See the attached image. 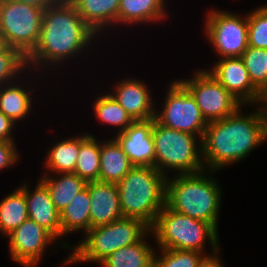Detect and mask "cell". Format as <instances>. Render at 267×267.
I'll use <instances>...</instances> for the list:
<instances>
[{"instance_id":"obj_20","label":"cell","mask_w":267,"mask_h":267,"mask_svg":"<svg viewBox=\"0 0 267 267\" xmlns=\"http://www.w3.org/2000/svg\"><path fill=\"white\" fill-rule=\"evenodd\" d=\"M166 0H121L118 10V25L159 23L167 19ZM168 14V15H167Z\"/></svg>"},{"instance_id":"obj_30","label":"cell","mask_w":267,"mask_h":267,"mask_svg":"<svg viewBox=\"0 0 267 267\" xmlns=\"http://www.w3.org/2000/svg\"><path fill=\"white\" fill-rule=\"evenodd\" d=\"M248 71L253 86L267 95V53L265 49L248 46L240 57Z\"/></svg>"},{"instance_id":"obj_8","label":"cell","mask_w":267,"mask_h":267,"mask_svg":"<svg viewBox=\"0 0 267 267\" xmlns=\"http://www.w3.org/2000/svg\"><path fill=\"white\" fill-rule=\"evenodd\" d=\"M44 10L15 0H0V33L5 45L26 57L39 40Z\"/></svg>"},{"instance_id":"obj_35","label":"cell","mask_w":267,"mask_h":267,"mask_svg":"<svg viewBox=\"0 0 267 267\" xmlns=\"http://www.w3.org/2000/svg\"><path fill=\"white\" fill-rule=\"evenodd\" d=\"M219 255L220 252L214 255L205 256L197 267H224L223 262L221 260L222 257Z\"/></svg>"},{"instance_id":"obj_3","label":"cell","mask_w":267,"mask_h":267,"mask_svg":"<svg viewBox=\"0 0 267 267\" xmlns=\"http://www.w3.org/2000/svg\"><path fill=\"white\" fill-rule=\"evenodd\" d=\"M214 173L216 171L203 170L166 177L165 205L178 213L210 223L218 230L223 191L216 177H212Z\"/></svg>"},{"instance_id":"obj_22","label":"cell","mask_w":267,"mask_h":267,"mask_svg":"<svg viewBox=\"0 0 267 267\" xmlns=\"http://www.w3.org/2000/svg\"><path fill=\"white\" fill-rule=\"evenodd\" d=\"M100 161L101 182L117 184L134 167L113 137L100 141Z\"/></svg>"},{"instance_id":"obj_7","label":"cell","mask_w":267,"mask_h":267,"mask_svg":"<svg viewBox=\"0 0 267 267\" xmlns=\"http://www.w3.org/2000/svg\"><path fill=\"white\" fill-rule=\"evenodd\" d=\"M155 168L165 177L194 174L205 170L201 139L193 134L167 128L153 118ZM170 172V173H169Z\"/></svg>"},{"instance_id":"obj_6","label":"cell","mask_w":267,"mask_h":267,"mask_svg":"<svg viewBox=\"0 0 267 267\" xmlns=\"http://www.w3.org/2000/svg\"><path fill=\"white\" fill-rule=\"evenodd\" d=\"M150 226L137 218L123 217L108 225L91 228L74 245L63 266L86 262L100 264L118 249L141 241Z\"/></svg>"},{"instance_id":"obj_21","label":"cell","mask_w":267,"mask_h":267,"mask_svg":"<svg viewBox=\"0 0 267 267\" xmlns=\"http://www.w3.org/2000/svg\"><path fill=\"white\" fill-rule=\"evenodd\" d=\"M148 236H153L151 231L141 241L111 253L100 267H155L157 249L148 244Z\"/></svg>"},{"instance_id":"obj_5","label":"cell","mask_w":267,"mask_h":267,"mask_svg":"<svg viewBox=\"0 0 267 267\" xmlns=\"http://www.w3.org/2000/svg\"><path fill=\"white\" fill-rule=\"evenodd\" d=\"M165 182L166 177L155 167L134 166L117 183L123 216L151 227L165 206Z\"/></svg>"},{"instance_id":"obj_34","label":"cell","mask_w":267,"mask_h":267,"mask_svg":"<svg viewBox=\"0 0 267 267\" xmlns=\"http://www.w3.org/2000/svg\"><path fill=\"white\" fill-rule=\"evenodd\" d=\"M14 129L16 124L0 111V141H16L13 136Z\"/></svg>"},{"instance_id":"obj_29","label":"cell","mask_w":267,"mask_h":267,"mask_svg":"<svg viewBox=\"0 0 267 267\" xmlns=\"http://www.w3.org/2000/svg\"><path fill=\"white\" fill-rule=\"evenodd\" d=\"M28 70L27 57L20 50L8 45L0 49V86L30 77Z\"/></svg>"},{"instance_id":"obj_11","label":"cell","mask_w":267,"mask_h":267,"mask_svg":"<svg viewBox=\"0 0 267 267\" xmlns=\"http://www.w3.org/2000/svg\"><path fill=\"white\" fill-rule=\"evenodd\" d=\"M193 96L207 122L221 120L243 106L206 69H197L194 76L177 79Z\"/></svg>"},{"instance_id":"obj_17","label":"cell","mask_w":267,"mask_h":267,"mask_svg":"<svg viewBox=\"0 0 267 267\" xmlns=\"http://www.w3.org/2000/svg\"><path fill=\"white\" fill-rule=\"evenodd\" d=\"M86 187L91 200L90 229L124 217L116 183L91 181L87 182Z\"/></svg>"},{"instance_id":"obj_13","label":"cell","mask_w":267,"mask_h":267,"mask_svg":"<svg viewBox=\"0 0 267 267\" xmlns=\"http://www.w3.org/2000/svg\"><path fill=\"white\" fill-rule=\"evenodd\" d=\"M206 70L245 107H254L263 97L253 86L240 57L218 59Z\"/></svg>"},{"instance_id":"obj_18","label":"cell","mask_w":267,"mask_h":267,"mask_svg":"<svg viewBox=\"0 0 267 267\" xmlns=\"http://www.w3.org/2000/svg\"><path fill=\"white\" fill-rule=\"evenodd\" d=\"M69 1L74 5L79 16L93 29L98 36L103 35V33L107 31L109 32L110 27H112V30L113 27L118 25V10L121 0Z\"/></svg>"},{"instance_id":"obj_27","label":"cell","mask_w":267,"mask_h":267,"mask_svg":"<svg viewBox=\"0 0 267 267\" xmlns=\"http://www.w3.org/2000/svg\"><path fill=\"white\" fill-rule=\"evenodd\" d=\"M28 219L25 193L16 188L0 201V235L4 238Z\"/></svg>"},{"instance_id":"obj_15","label":"cell","mask_w":267,"mask_h":267,"mask_svg":"<svg viewBox=\"0 0 267 267\" xmlns=\"http://www.w3.org/2000/svg\"><path fill=\"white\" fill-rule=\"evenodd\" d=\"M110 93L127 111L134 121H144L155 118V101L149 91V85L137 78H122L115 83ZM154 103V104H153Z\"/></svg>"},{"instance_id":"obj_25","label":"cell","mask_w":267,"mask_h":267,"mask_svg":"<svg viewBox=\"0 0 267 267\" xmlns=\"http://www.w3.org/2000/svg\"><path fill=\"white\" fill-rule=\"evenodd\" d=\"M79 153V135L53 143L44 160L43 174L74 173Z\"/></svg>"},{"instance_id":"obj_14","label":"cell","mask_w":267,"mask_h":267,"mask_svg":"<svg viewBox=\"0 0 267 267\" xmlns=\"http://www.w3.org/2000/svg\"><path fill=\"white\" fill-rule=\"evenodd\" d=\"M153 118L134 121L125 131L114 133L133 166L155 167V144L152 135Z\"/></svg>"},{"instance_id":"obj_2","label":"cell","mask_w":267,"mask_h":267,"mask_svg":"<svg viewBox=\"0 0 267 267\" xmlns=\"http://www.w3.org/2000/svg\"><path fill=\"white\" fill-rule=\"evenodd\" d=\"M242 108L226 118L208 122L201 140L205 170L219 172L227 165L241 162L265 142L258 106L248 114Z\"/></svg>"},{"instance_id":"obj_24","label":"cell","mask_w":267,"mask_h":267,"mask_svg":"<svg viewBox=\"0 0 267 267\" xmlns=\"http://www.w3.org/2000/svg\"><path fill=\"white\" fill-rule=\"evenodd\" d=\"M90 195L87 187L79 192L70 204L60 213L62 237L71 233L85 235L90 230Z\"/></svg>"},{"instance_id":"obj_28","label":"cell","mask_w":267,"mask_h":267,"mask_svg":"<svg viewBox=\"0 0 267 267\" xmlns=\"http://www.w3.org/2000/svg\"><path fill=\"white\" fill-rule=\"evenodd\" d=\"M92 103L95 118L99 123L110 125L120 133L125 131L134 120L127 111L108 92L99 94Z\"/></svg>"},{"instance_id":"obj_16","label":"cell","mask_w":267,"mask_h":267,"mask_svg":"<svg viewBox=\"0 0 267 267\" xmlns=\"http://www.w3.org/2000/svg\"><path fill=\"white\" fill-rule=\"evenodd\" d=\"M19 186L26 196L28 218L34 220L59 241L62 238L60 213L51 200L47 186L40 179L35 184L34 190H30L26 183Z\"/></svg>"},{"instance_id":"obj_38","label":"cell","mask_w":267,"mask_h":267,"mask_svg":"<svg viewBox=\"0 0 267 267\" xmlns=\"http://www.w3.org/2000/svg\"><path fill=\"white\" fill-rule=\"evenodd\" d=\"M5 46V43L3 41L2 35L0 33V49Z\"/></svg>"},{"instance_id":"obj_33","label":"cell","mask_w":267,"mask_h":267,"mask_svg":"<svg viewBox=\"0 0 267 267\" xmlns=\"http://www.w3.org/2000/svg\"><path fill=\"white\" fill-rule=\"evenodd\" d=\"M15 141H0V171L13 167L20 159Z\"/></svg>"},{"instance_id":"obj_23","label":"cell","mask_w":267,"mask_h":267,"mask_svg":"<svg viewBox=\"0 0 267 267\" xmlns=\"http://www.w3.org/2000/svg\"><path fill=\"white\" fill-rule=\"evenodd\" d=\"M40 180L47 186L51 200L59 213L70 204L87 184L83 178L75 173L43 174Z\"/></svg>"},{"instance_id":"obj_1","label":"cell","mask_w":267,"mask_h":267,"mask_svg":"<svg viewBox=\"0 0 267 267\" xmlns=\"http://www.w3.org/2000/svg\"><path fill=\"white\" fill-rule=\"evenodd\" d=\"M99 37L69 0H59L44 10L39 40L27 56L29 75L35 69V74L43 73L48 67V71L51 67L59 70L70 59H78L88 52Z\"/></svg>"},{"instance_id":"obj_26","label":"cell","mask_w":267,"mask_h":267,"mask_svg":"<svg viewBox=\"0 0 267 267\" xmlns=\"http://www.w3.org/2000/svg\"><path fill=\"white\" fill-rule=\"evenodd\" d=\"M100 162V141L87 131L80 134L74 173L86 182L100 181Z\"/></svg>"},{"instance_id":"obj_31","label":"cell","mask_w":267,"mask_h":267,"mask_svg":"<svg viewBox=\"0 0 267 267\" xmlns=\"http://www.w3.org/2000/svg\"><path fill=\"white\" fill-rule=\"evenodd\" d=\"M155 267H197L205 255L199 251L158 248ZM161 253V254H159Z\"/></svg>"},{"instance_id":"obj_12","label":"cell","mask_w":267,"mask_h":267,"mask_svg":"<svg viewBox=\"0 0 267 267\" xmlns=\"http://www.w3.org/2000/svg\"><path fill=\"white\" fill-rule=\"evenodd\" d=\"M12 262L23 267L40 264L48 246L58 242L47 230L28 218L6 236Z\"/></svg>"},{"instance_id":"obj_19","label":"cell","mask_w":267,"mask_h":267,"mask_svg":"<svg viewBox=\"0 0 267 267\" xmlns=\"http://www.w3.org/2000/svg\"><path fill=\"white\" fill-rule=\"evenodd\" d=\"M22 77L15 82L0 86V111L9 117L16 125L18 122L25 121L33 110V99L36 87L32 84L27 89L22 83ZM22 83V84H21ZM29 89V90H28ZM32 89V90H31Z\"/></svg>"},{"instance_id":"obj_37","label":"cell","mask_w":267,"mask_h":267,"mask_svg":"<svg viewBox=\"0 0 267 267\" xmlns=\"http://www.w3.org/2000/svg\"><path fill=\"white\" fill-rule=\"evenodd\" d=\"M15 1H18V2H21L24 4H28L31 6H36L38 8L45 10L49 6L57 3L59 0H15Z\"/></svg>"},{"instance_id":"obj_32","label":"cell","mask_w":267,"mask_h":267,"mask_svg":"<svg viewBox=\"0 0 267 267\" xmlns=\"http://www.w3.org/2000/svg\"><path fill=\"white\" fill-rule=\"evenodd\" d=\"M248 46L267 48V4L247 13Z\"/></svg>"},{"instance_id":"obj_36","label":"cell","mask_w":267,"mask_h":267,"mask_svg":"<svg viewBox=\"0 0 267 267\" xmlns=\"http://www.w3.org/2000/svg\"><path fill=\"white\" fill-rule=\"evenodd\" d=\"M263 119L264 140L267 141V95H264L257 104Z\"/></svg>"},{"instance_id":"obj_10","label":"cell","mask_w":267,"mask_h":267,"mask_svg":"<svg viewBox=\"0 0 267 267\" xmlns=\"http://www.w3.org/2000/svg\"><path fill=\"white\" fill-rule=\"evenodd\" d=\"M166 90L161 110H155V120L167 128L196 135L202 140L208 122L191 93L178 80H173Z\"/></svg>"},{"instance_id":"obj_9","label":"cell","mask_w":267,"mask_h":267,"mask_svg":"<svg viewBox=\"0 0 267 267\" xmlns=\"http://www.w3.org/2000/svg\"><path fill=\"white\" fill-rule=\"evenodd\" d=\"M206 14L203 32L218 59L241 57L248 47L247 14L242 17L219 9H209Z\"/></svg>"},{"instance_id":"obj_4","label":"cell","mask_w":267,"mask_h":267,"mask_svg":"<svg viewBox=\"0 0 267 267\" xmlns=\"http://www.w3.org/2000/svg\"><path fill=\"white\" fill-rule=\"evenodd\" d=\"M150 231L157 248L199 251L205 256L214 255L221 250L219 231L213 225L178 213L166 205L157 215ZM206 243L210 245L211 254L205 251Z\"/></svg>"}]
</instances>
